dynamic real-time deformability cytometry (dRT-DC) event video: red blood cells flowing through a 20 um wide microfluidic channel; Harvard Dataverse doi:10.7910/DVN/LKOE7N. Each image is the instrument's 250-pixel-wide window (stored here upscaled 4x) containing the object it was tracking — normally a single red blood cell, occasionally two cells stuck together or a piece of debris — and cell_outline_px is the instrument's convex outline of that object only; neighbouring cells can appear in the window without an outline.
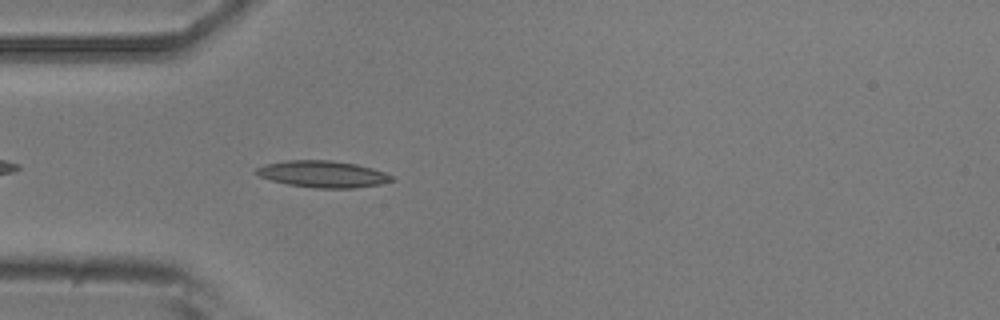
{"species": "common noctule bat (a hibernating species)", "species_latin": "Nyctalus noctula", "temperature_condition": "room temperature", "stored_images_in_passage": 32, "camera_frame_rate_fps": 3000, "um_per_image_px": 0.085, "animal": {"sex": "male", "body_mass_g": 20.5, "forearm_length_mm": 52.5}, "frame": {"image": 1, "passage_image": 4, "time_ms": 1.0, "image_size_px": [1000, 320], "cell_outline_px": [[396, 180], [380, 184], [356, 188], [312, 188], [288, 184], [272, 180], [260, 176], [252, 172], [256, 168], [264, 164], [284, 160], [332, 160], [356, 164], [372, 168], [396, 176]], "centroid_in_image_um": [27.46, 14.79], "position_along_channel_um": 57.5, "area_um2": 21.33}}
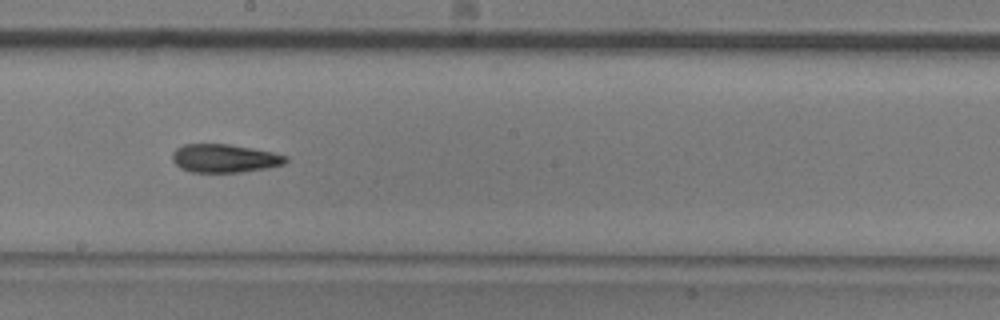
{"frame": {"image": 2, "passage_image": 18, "time_ms": 5.667, "image_size_px": [1000, 320], "cell_outline_px": [[288, 160], [284, 164], [268, 168], [240, 172], [192, 172], [180, 168], [172, 160], [172, 152], [176, 148], [184, 144], [228, 144], [252, 148], [272, 152], [288, 156]], "centroid_in_image_um": [19.08, 13.46], "position_along_channel_um": 229.1, "area_um2": 18.79}}
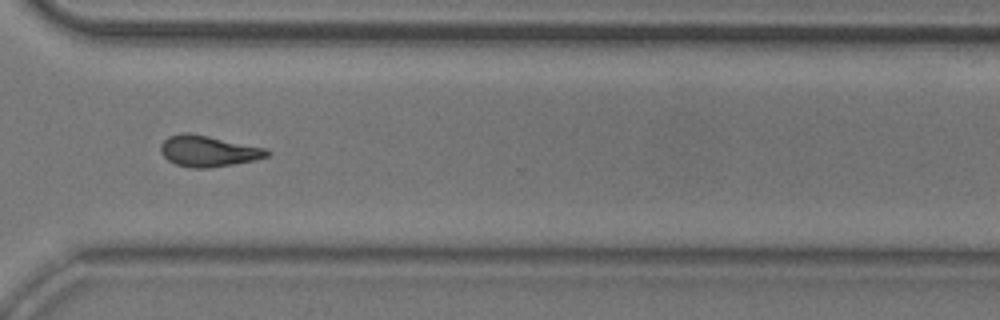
{"frame": {"image": 3, "passage_image": 28, "time_ms": 9.0, "image_size_px": [1000, 320], "cell_outline_px": [[272, 152], [268, 156], [252, 160], [232, 164], [208, 168], [188, 168], [176, 164], [168, 160], [160, 152], [160, 144], [168, 136], [184, 132], [188, 132], [268, 148]], "centroid_in_image_um": [17.69, 12.83], "position_along_channel_um": 352.9, "area_um2": 19.31}}